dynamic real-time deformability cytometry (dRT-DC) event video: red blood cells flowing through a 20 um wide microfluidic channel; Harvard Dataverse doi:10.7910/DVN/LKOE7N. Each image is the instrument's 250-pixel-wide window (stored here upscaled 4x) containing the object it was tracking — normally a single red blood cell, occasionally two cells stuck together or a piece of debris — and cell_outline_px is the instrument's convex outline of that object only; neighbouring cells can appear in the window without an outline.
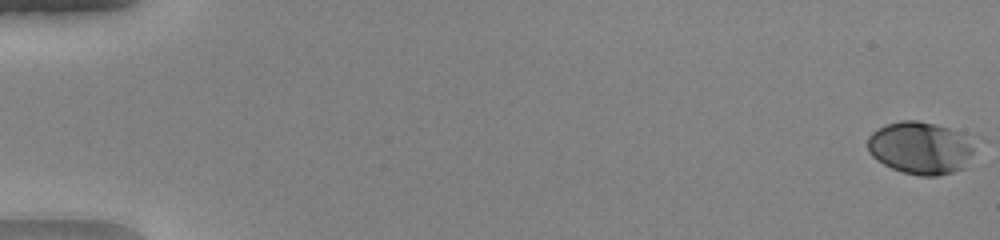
{"species": "human", "species_latin": "Homo sapiens", "temperature_condition": "warm", "stored_images_in_passage": 52, "camera_frame_rate_fps": 3000, "um_per_image_px": 0.085, "donor": {"sex": "female"}, "frame": {"image": 1, "passage_image": 1, "time_ms": 0.0, "image_size_px": [1000, 240], "cell_outline_px": [[980, 140], [964, 168], [952, 172], [936, 176], [920, 176], [904, 172], [892, 168], [876, 160], [868, 152], [868, 136], [872, 132], [888, 124], [900, 120], [916, 120], [936, 124], [980, 136]], "centroid_in_image_um": [78.36, 12.54], "position_along_channel_um": 6.6, "area_um2": 33.76}}
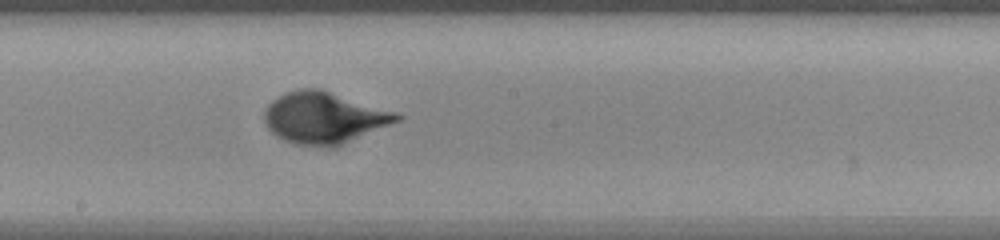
{"frame": {"image": 2, "passage_image": 30, "time_ms": 9.667, "image_size_px": [1000, 240], "cell_outline_px": [[404, 116], [400, 120], [332, 148], [328, 148], [296, 144], [284, 140], [276, 136], [268, 128], [264, 120], [264, 108], [276, 96], [300, 88], [320, 88], [396, 112]], "centroid_in_image_um": [27.51, 10.0], "position_along_channel_um": 220.7, "area_um2": 39.77}}
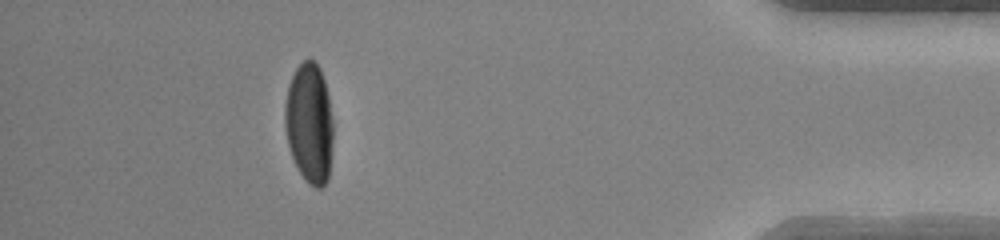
{"frame": {"image": 3, "passage_image": 47, "time_ms": 15.333, "image_size_px": [1000, 240], "cell_outline_px": [[332, 144], [328, 180], [320, 188], [316, 188], [308, 184], [304, 180], [292, 156], [288, 144], [284, 124], [284, 104], [288, 84], [296, 68], [308, 56], [320, 68], [324, 80], [328, 96], [332, 120]], "centroid_in_image_um": [26.28, 10.46], "position_along_channel_um": 408.9, "area_um2": 33.87}}